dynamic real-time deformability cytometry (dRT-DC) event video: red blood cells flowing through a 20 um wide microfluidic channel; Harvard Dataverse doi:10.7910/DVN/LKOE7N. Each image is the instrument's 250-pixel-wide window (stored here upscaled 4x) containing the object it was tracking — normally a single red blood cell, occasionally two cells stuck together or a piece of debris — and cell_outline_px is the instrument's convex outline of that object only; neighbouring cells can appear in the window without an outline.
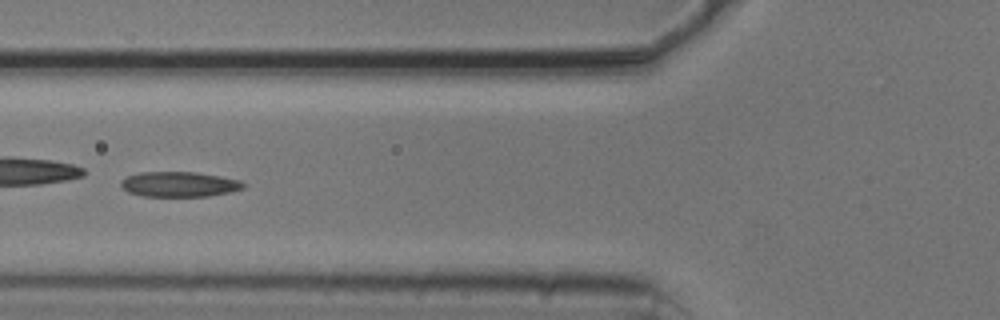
{"species": "common noctule bat (a hibernating species)", "species_latin": "Nyctalus noctula", "temperature_condition": "cold", "stored_images_in_passage": 46, "camera_frame_rate_fps": 3000, "um_per_image_px": 0.085, "animal": {"sex": "male", "body_mass_g": 20.5, "forearm_length_mm": 52.5}, "frame": {"image": 1, "passage_image": 19, "time_ms": 6.0, "image_size_px": [1000, 320], "cell_outline_px": [[244, 188], [228, 192], [208, 196], [140, 196], [128, 192], [120, 184], [120, 180], [128, 176], [140, 172], [196, 172], [220, 176], [240, 180], [244, 184]], "centroid_in_image_um": [15.21, 15.66], "position_along_channel_um": 110.6, "area_um2": 17.86}, "authors_computed_cell_mechanics": {"area_um2": 17.8602, "velocity_mm_per_s": 3.784, "shape_relaxation_time_tau1_ms": 8.3195, "shape_relaxation_time_tau2_ms": 5.272, "deformation_change_tau1": 0.169, "deformation_change_tau2": 0.1421}}